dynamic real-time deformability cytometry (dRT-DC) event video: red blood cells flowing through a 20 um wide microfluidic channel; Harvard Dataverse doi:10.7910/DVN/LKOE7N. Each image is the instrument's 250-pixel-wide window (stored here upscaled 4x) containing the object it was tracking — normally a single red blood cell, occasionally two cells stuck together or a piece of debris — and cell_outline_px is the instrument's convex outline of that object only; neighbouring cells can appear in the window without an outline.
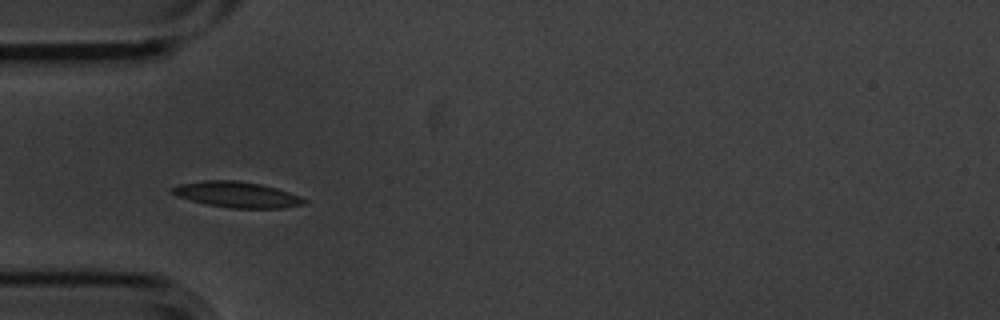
{"species": "common noctule bat (a hibernating species)", "species_latin": "Nyctalus noctula", "temperature_condition": "cold", "stored_images_in_passage": 11, "camera_frame_rate_fps": 3000, "um_per_image_px": 0.085, "animal": {"sex": "male", "body_mass_g": 20.1, "forearm_length_mm": 53.5}, "frame": {"image": 1, "passage_image": 5, "time_ms": 1.333, "image_size_px": [1000, 320], "cell_outline_px": [[308, 204], [284, 208], [232, 208], [204, 204], [176, 196], [168, 192], [168, 188], [180, 184], [204, 180], [236, 180], [260, 184], [276, 188], [300, 196], [308, 200]], "centroid_in_image_um": [20.11, 16.54], "position_along_channel_um": 64.9, "area_um2": 20.11}}
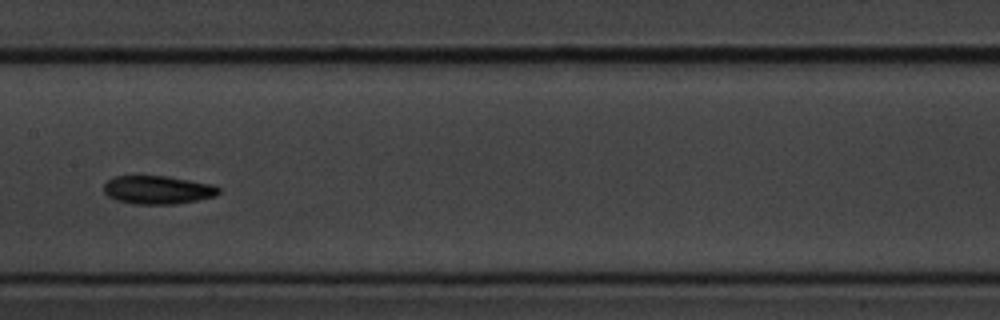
{"frame": {"image": 2, "passage_image": 8, "time_ms": 2.333, "image_size_px": [1000, 320], "cell_outline_px": [[220, 192], [216, 196], [176, 204], [132, 204], [116, 200], [108, 196], [104, 192], [104, 184], [108, 180], [116, 176], [168, 176], [212, 184], [220, 188]], "centroid_in_image_um": [13.41, 16.14], "position_along_channel_um": 194.0, "area_um2": 19.02}}
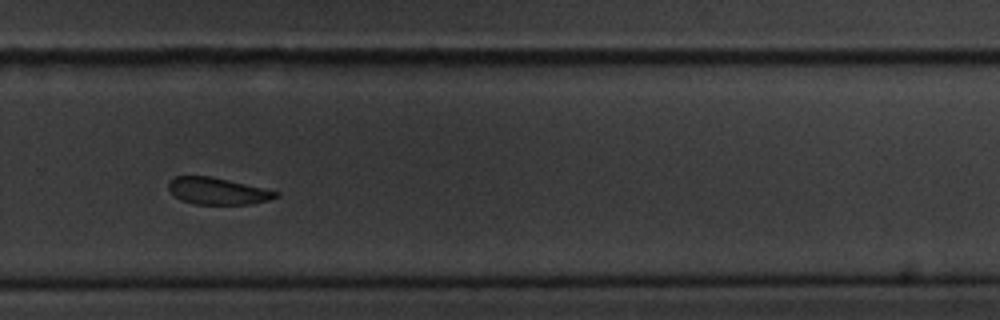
{"frame": {"image": 3, "passage_image": 11, "time_ms": 3.333, "image_size_px": [1000, 320], "cell_outline_px": [[280, 196], [268, 200], [252, 204], [196, 204], [180, 200], [168, 188], [168, 180], [176, 176], [208, 176], [228, 180], [264, 188], [280, 192]], "centroid_in_image_um": [18.5, 16.24], "position_along_channel_um": 311.3, "area_um2": 16.7}}